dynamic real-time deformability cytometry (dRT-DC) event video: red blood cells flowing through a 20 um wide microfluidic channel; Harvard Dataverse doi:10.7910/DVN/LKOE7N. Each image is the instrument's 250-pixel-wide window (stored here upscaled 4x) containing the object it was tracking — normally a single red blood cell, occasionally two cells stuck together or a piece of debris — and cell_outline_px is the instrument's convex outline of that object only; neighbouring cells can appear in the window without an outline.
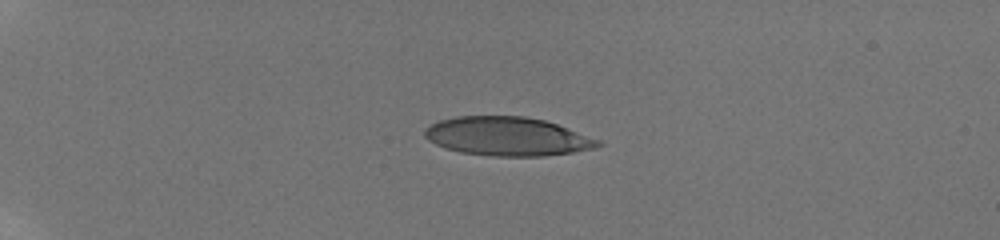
{"species": "human", "species_latin": "Homo sapiens", "temperature_condition": "room temperature", "stored_images_in_passage": 15, "camera_frame_rate_fps": 3000, "um_per_image_px": 0.085, "donor": {"sex": "male"}, "frame": {"image": 1, "passage_image": 5, "time_ms": 3.333, "image_size_px": [1000, 240], "cell_outline_px": [[604, 144], [596, 148], [572, 152], [544, 156], [492, 156], [460, 152], [436, 144], [428, 140], [424, 136], [424, 128], [440, 120], [456, 116], [524, 116], [544, 120], [556, 124], [600, 140]], "centroid_in_image_um": [43.12, 11.59], "position_along_channel_um": 41.9, "area_um2": 39.02}}
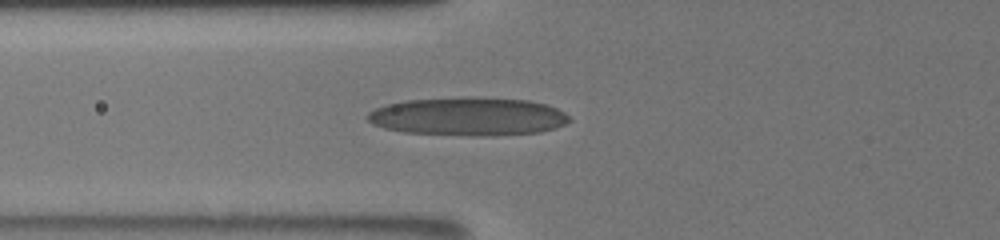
{"frame": {"image": 2, "passage_image": 11, "time_ms": 6.333, "image_size_px": [1000, 240], "cell_outline_px": [[572, 120], [556, 128], [540, 132], [496, 136], [476, 136], [404, 132], [384, 128], [372, 124], [364, 116], [368, 112], [376, 108], [388, 104], [408, 100], [472, 96], [476, 96], [528, 100], [544, 104], [556, 108], [564, 112]], "centroid_in_image_um": [39.8, 9.9], "position_along_channel_um": 86.0, "area_um2": 45.43}}
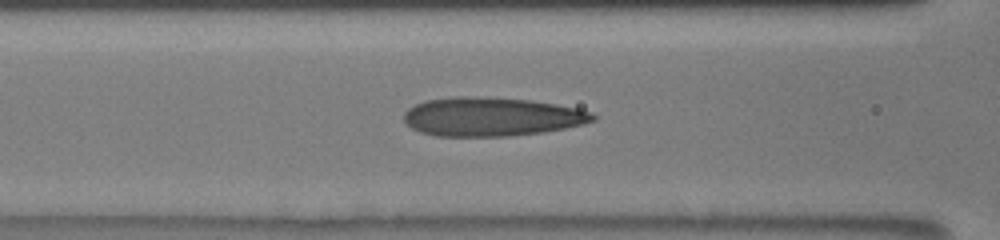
{"frame": {"image": 3, "passage_image": 14, "time_ms": 7.333, "image_size_px": [1000, 240], "cell_outline_px": [[596, 120], [584, 124], [544, 132], [508, 136], [436, 136], [420, 132], [412, 128], [404, 120], [404, 112], [408, 108], [424, 100], [456, 96], [476, 96], [528, 100], [556, 104], [576, 108], [592, 112], [596, 116]], "centroid_in_image_um": [41.77, 9.92], "position_along_channel_um": 124.8, "area_um2": 42.83}}